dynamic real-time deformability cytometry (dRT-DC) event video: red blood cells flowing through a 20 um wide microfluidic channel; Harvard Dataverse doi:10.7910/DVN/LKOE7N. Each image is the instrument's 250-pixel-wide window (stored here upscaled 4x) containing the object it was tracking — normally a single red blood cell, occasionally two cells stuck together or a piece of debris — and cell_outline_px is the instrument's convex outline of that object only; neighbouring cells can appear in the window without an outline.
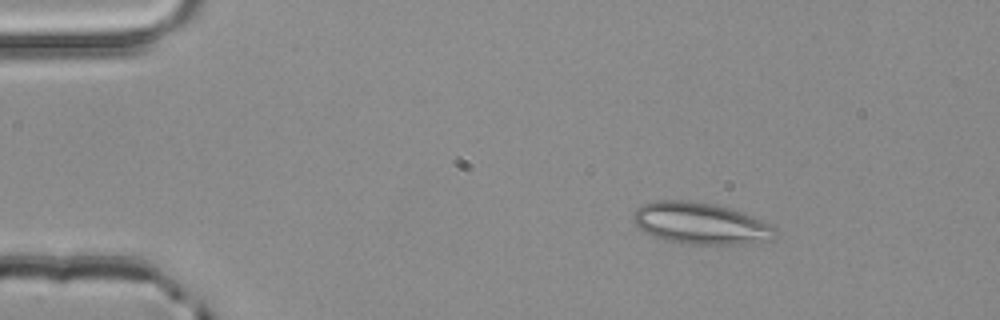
{"species": "common noctule bat (a hibernating species)", "species_latin": "Nyctalus noctula", "temperature_condition": "room temperature", "stored_images_in_passage": 2, "camera_frame_rate_fps": 3000, "um_per_image_px": 0.085, "animal": {"sex": "male", "body_mass_g": 20.4}, "frame": {"image": 1, "passage_image": 1, "time_ms": 0.0, "image_size_px": [1000, 320], "cell_outline_px": [[776, 228], [772, 240], [748, 244], [692, 244], [664, 240], [652, 236], [644, 232], [632, 220], [632, 216], [636, 208], [640, 204], [656, 200], [688, 200], [712, 204], [728, 208], [752, 216]], "centroid_in_image_um": [59.49, 18.99], "position_along_channel_um": 25.5, "area_um2": 34.39}}